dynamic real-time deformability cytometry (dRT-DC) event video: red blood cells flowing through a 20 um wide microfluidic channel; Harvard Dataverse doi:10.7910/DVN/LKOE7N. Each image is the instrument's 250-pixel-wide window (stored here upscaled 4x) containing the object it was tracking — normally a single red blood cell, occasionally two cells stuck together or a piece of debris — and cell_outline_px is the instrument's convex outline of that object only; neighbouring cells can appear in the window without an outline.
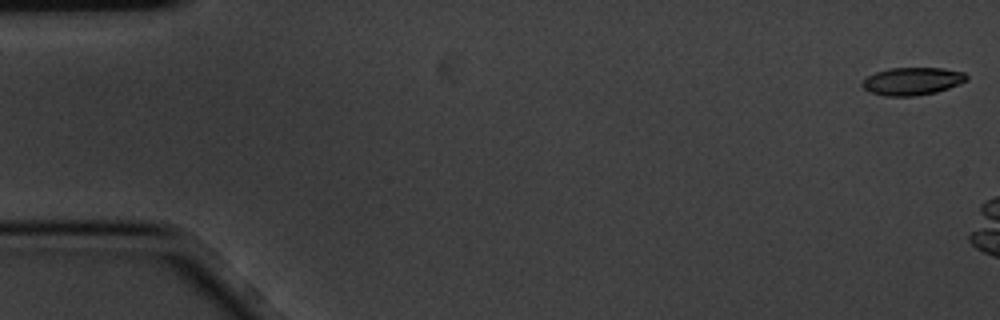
{"species": "common noctule bat (a hibernating species)", "species_latin": "Nyctalus noctula", "temperature_condition": "cold", "stored_images_in_passage": 4, "camera_frame_rate_fps": 3000, "um_per_image_px": 0.085, "animal": {"sex": "male", "body_mass_g": 20.1, "forearm_length_mm": 53.5}, "frame": {"image": 1, "passage_image": 1, "time_ms": 0.0, "image_size_px": [1000, 320], "cell_outline_px": [[968, 80], [960, 84], [936, 92], [916, 96], [884, 96], [868, 92], [860, 84], [868, 76], [876, 72], [888, 68], [944, 68], [964, 72], [968, 76]], "centroid_in_image_um": [77.55, 6.9], "position_along_channel_um": 7.5, "area_um2": 16.99}}